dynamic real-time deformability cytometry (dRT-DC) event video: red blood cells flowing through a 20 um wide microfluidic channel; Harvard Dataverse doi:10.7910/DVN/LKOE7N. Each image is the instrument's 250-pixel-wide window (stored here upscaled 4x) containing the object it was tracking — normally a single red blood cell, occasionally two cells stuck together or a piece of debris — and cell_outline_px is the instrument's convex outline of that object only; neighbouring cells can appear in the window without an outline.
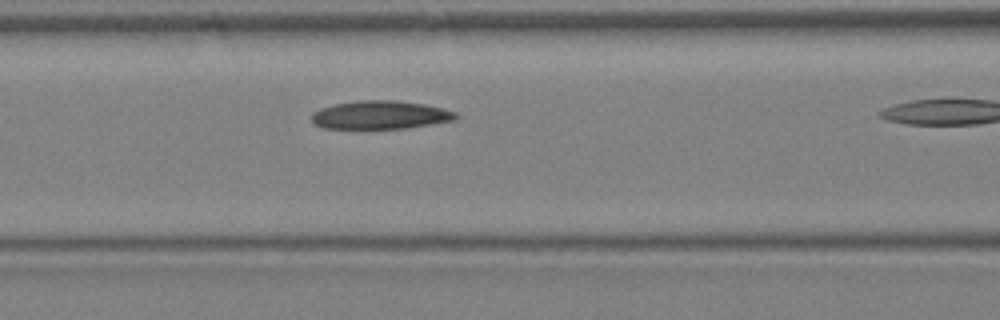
{"species": "Egyptian fruit bat (a non-hibernating species)", "species_latin": "Rousettus aegyptiacus", "temperature_condition": "warm", "stored_images_in_passage": 9, "camera_frame_rate_fps": 3000, "um_per_image_px": 0.085, "animal": {"sex": "female"}, "frame": {"image": 1, "passage_image": 8, "time_ms": 2.333, "image_size_px": [1000, 320], "cell_outline_px": [[460, 116], [456, 120], [408, 128], [324, 128], [312, 124], [308, 116], [312, 112], [320, 108], [336, 104], [356, 100], [396, 100], [424, 104], [444, 108], [456, 112]], "centroid_in_image_um": [32.31, 9.77], "position_along_channel_um": 134.3, "area_um2": 24.16}}